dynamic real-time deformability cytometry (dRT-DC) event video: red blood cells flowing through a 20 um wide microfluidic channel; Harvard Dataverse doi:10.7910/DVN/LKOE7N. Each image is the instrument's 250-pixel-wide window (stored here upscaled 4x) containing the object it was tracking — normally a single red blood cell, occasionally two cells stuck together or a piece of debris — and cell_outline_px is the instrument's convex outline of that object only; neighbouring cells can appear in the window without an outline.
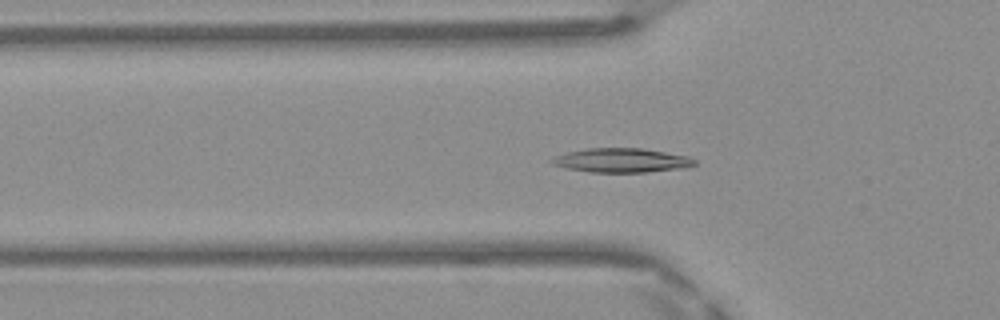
{"species": "Egyptian fruit bat (a non-hibernating species)", "species_latin": "Rousettus aegyptiacus", "temperature_condition": "warm", "stored_images_in_passage": 49, "camera_frame_rate_fps": 3000, "um_per_image_px": 0.085, "frame": {"image": 1, "passage_image": 16, "time_ms": 5.0, "image_size_px": [1000, 320], "cell_outline_px": [[696, 164], [688, 168], [648, 172], [588, 172], [568, 168], [552, 164], [548, 160], [556, 156], [568, 152], [588, 148], [640, 148], [688, 156], [696, 160]], "centroid_in_image_um": [52.87, 13.63], "position_along_channel_um": 72.9, "area_um2": 20.11}}
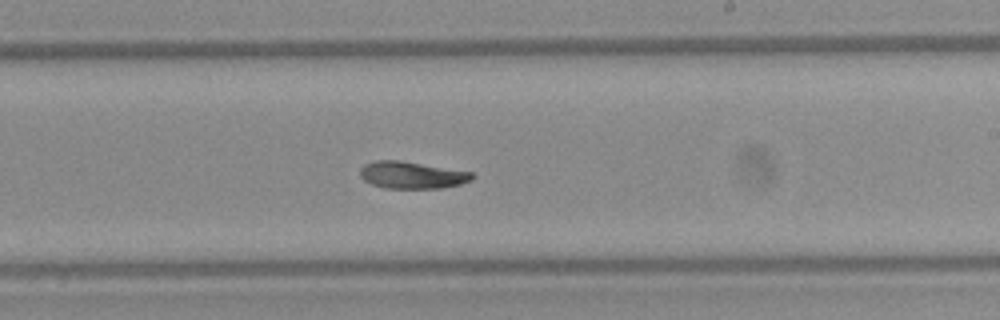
{"frame": {"image": 2, "passage_image": 29, "time_ms": 9.333, "image_size_px": [1000, 320], "cell_outline_px": [[476, 176], [472, 180], [460, 184], [440, 188], [384, 188], [372, 184], [364, 180], [360, 176], [360, 168], [364, 164], [376, 160], [400, 160], [472, 172]], "centroid_in_image_um": [35.01, 14.87], "position_along_channel_um": 254.0, "area_um2": 17.69}}
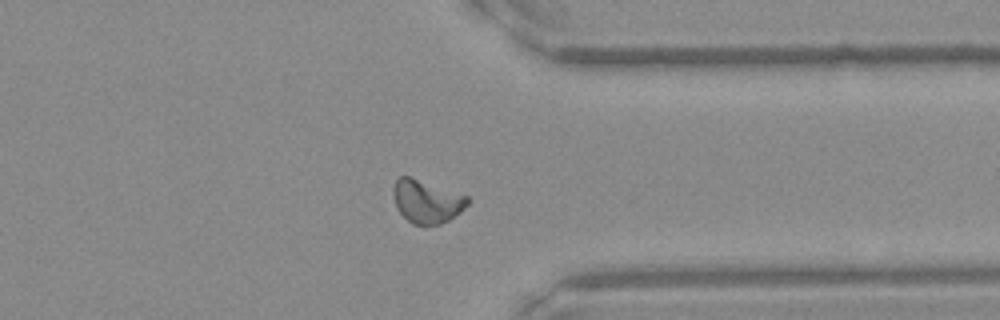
{"frame": {"image": 3, "passage_image": 38, "time_ms": 12.333, "image_size_px": [1000, 320], "cell_outline_px": [[472, 200], [460, 212], [448, 220], [440, 224], [412, 224], [396, 208], [392, 192], [392, 188], [396, 180], [400, 176], [408, 176], [468, 196]], "centroid_in_image_um": [36.26, 17.11], "position_along_channel_um": 375.1, "area_um2": 18.5}, "authors_computed_cell_mechanics": {"area_um2": 18.4382, "velocity_mm_per_s": 4.1611, "shape_relaxation_time_tau1_ms": 7.404, "shape_relaxation_time_tau2_ms": null, "deformation_change_tau1": 0.1861, "deformation_change_tau2": null}}